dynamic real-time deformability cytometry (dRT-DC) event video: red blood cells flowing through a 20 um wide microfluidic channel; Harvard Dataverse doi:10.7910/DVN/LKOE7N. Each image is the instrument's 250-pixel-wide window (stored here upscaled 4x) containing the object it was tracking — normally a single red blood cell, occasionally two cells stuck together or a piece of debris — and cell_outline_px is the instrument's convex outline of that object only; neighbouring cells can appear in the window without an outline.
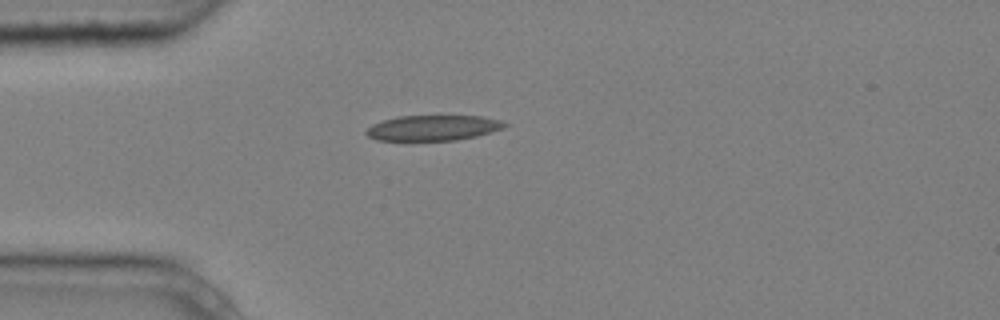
{"species": "common noctule bat (a hibernating species)", "species_latin": "Nyctalus noctula", "temperature_condition": "cold", "stored_images_in_passage": 2, "camera_frame_rate_fps": 3000, "um_per_image_px": 0.085, "animal": {"sex": "male", "body_mass_g": 20.4}, "frame": {"image": 1, "passage_image": 1, "time_ms": 0.0, "image_size_px": [1000, 320], "cell_outline_px": [[508, 124], [504, 128], [492, 132], [476, 136], [456, 140], [376, 140], [368, 136], [364, 132], [372, 124], [384, 120], [400, 116], [480, 116], [500, 120]], "centroid_in_image_um": [36.82, 10.87], "position_along_channel_um": 48.2, "area_um2": 20.35}}